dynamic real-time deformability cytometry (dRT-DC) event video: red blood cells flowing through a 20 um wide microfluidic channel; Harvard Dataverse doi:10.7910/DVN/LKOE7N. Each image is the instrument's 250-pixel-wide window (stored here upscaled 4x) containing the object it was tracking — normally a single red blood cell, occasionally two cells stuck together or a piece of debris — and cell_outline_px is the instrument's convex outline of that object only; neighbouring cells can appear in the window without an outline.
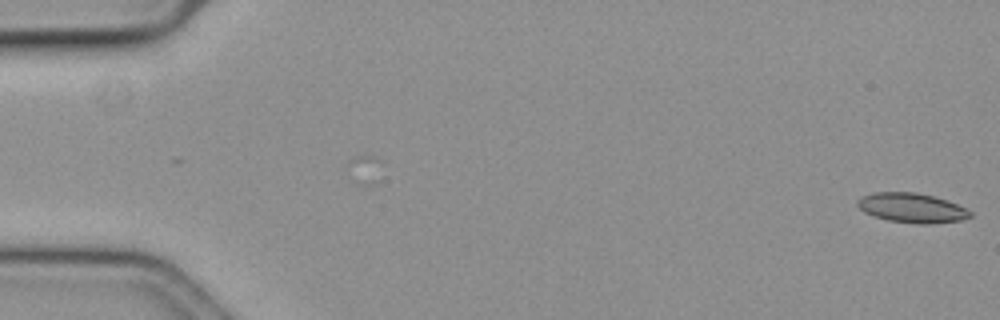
{"species": "common noctule bat (a hibernating species)", "species_latin": "Nyctalus noctula", "temperature_condition": "cold", "stored_images_in_passage": 58, "camera_frame_rate_fps": 3000, "um_per_image_px": 0.085, "animal": {"sex": "female", "body_mass_g": 19.3, "forearm_length_mm": 54.1}, "frame": {"image": 1, "passage_image": 1, "time_ms": 0.0, "image_size_px": [1000, 320], "cell_outline_px": [[972, 216], [960, 220], [932, 224], [916, 224], [888, 220], [872, 216], [864, 212], [856, 204], [856, 200], [864, 196], [876, 192], [912, 192], [932, 196], [956, 204], [972, 212]], "centroid_in_image_um": [77.47, 17.68], "position_along_channel_um": 7.5, "area_um2": 19.25}}
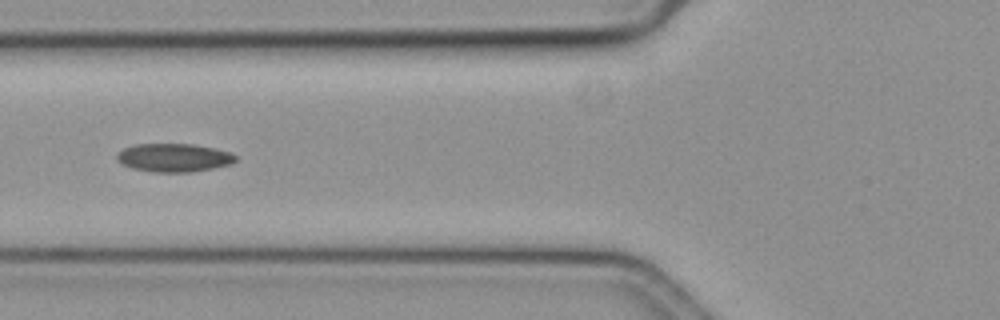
{"frame": {"image": 2, "passage_image": 23, "time_ms": 7.333, "image_size_px": [1000, 320], "cell_outline_px": [[236, 160], [232, 164], [192, 172], [152, 172], [132, 168], [116, 160], [116, 156], [124, 148], [136, 144], [192, 144], [216, 148], [228, 152], [236, 156]], "centroid_in_image_um": [14.79, 13.4], "position_along_channel_um": 111.0, "area_um2": 19.54}}
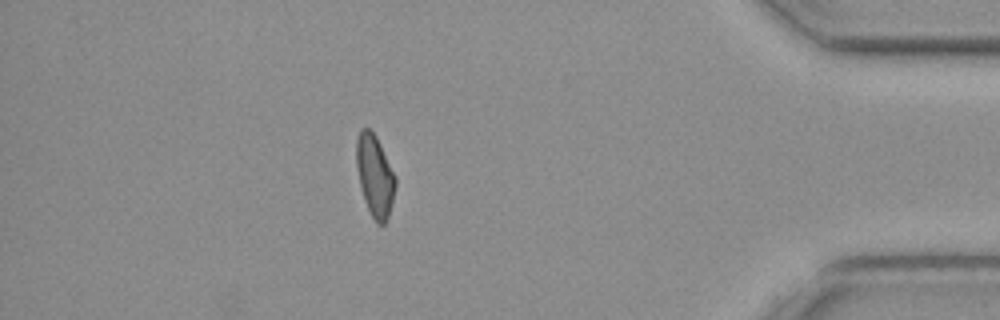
{"frame": {"image": 3, "passage_image": 51, "time_ms": 16.667, "image_size_px": [1000, 320], "cell_outline_px": [[396, 184], [388, 216], [384, 224], [376, 224], [364, 200], [356, 168], [356, 140], [360, 128], [368, 128], [376, 136], [396, 176]], "centroid_in_image_um": [31.85, 14.91], "position_along_channel_um": 403.4, "area_um2": 18.44}}